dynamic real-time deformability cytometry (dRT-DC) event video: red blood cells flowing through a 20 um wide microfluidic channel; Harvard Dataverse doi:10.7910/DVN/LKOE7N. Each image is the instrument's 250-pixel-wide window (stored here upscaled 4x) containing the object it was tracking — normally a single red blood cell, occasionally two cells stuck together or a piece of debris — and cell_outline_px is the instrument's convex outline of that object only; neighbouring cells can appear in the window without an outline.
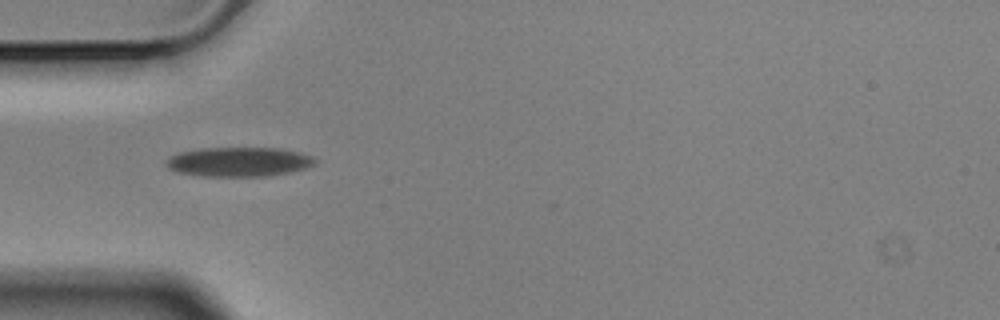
{"species": "Egyptian fruit bat (a non-hibernating species)", "species_latin": "Rousettus aegyptiacus", "temperature_condition": "cold", "stored_images_in_passage": 10, "camera_frame_rate_fps": 3000, "um_per_image_px": 0.085, "animal": {"sex": "male"}, "frame": {"image": 1, "passage_image": 1, "time_ms": 0.0, "image_size_px": [1000, 320], "cell_outline_px": [[316, 164], [292, 172], [268, 176], [200, 176], [180, 172], [168, 168], [164, 164], [164, 160], [180, 152], [200, 148], [280, 148], [300, 152], [312, 156], [316, 160]], "centroid_in_image_um": [20.31, 13.75], "position_along_channel_um": 64.7, "area_um2": 25.61}}
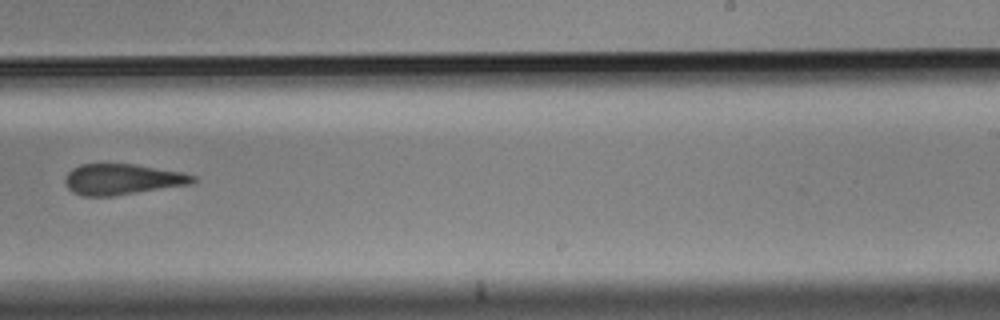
{"frame": {"image": 2, "passage_image": 6, "time_ms": 1.667, "image_size_px": [1000, 320], "cell_outline_px": [[200, 180], [192, 184], [112, 196], [84, 196], [72, 192], [64, 184], [64, 180], [68, 172], [72, 168], [80, 164], [136, 164], [184, 172], [196, 176]], "centroid_in_image_um": [10.43, 15.23], "position_along_channel_um": 278.6, "area_um2": 23.24}}
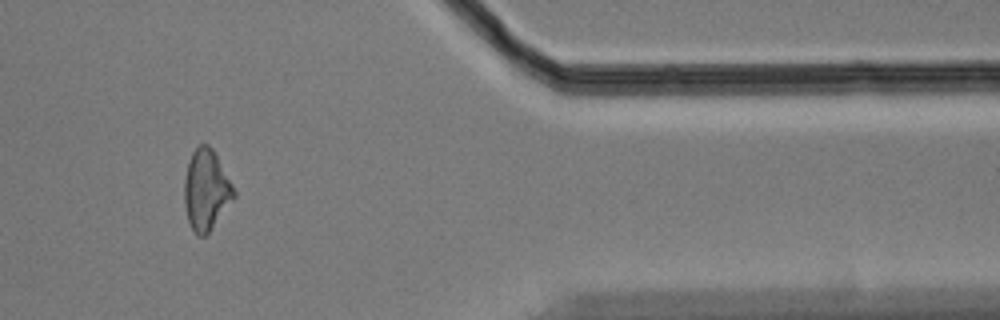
{"frame": {"image": 3, "passage_image": 9, "time_ms": 2.667, "image_size_px": [1000, 320], "cell_outline_px": [[236, 196], [208, 232], [204, 236], [196, 236], [188, 220], [184, 204], [184, 180], [188, 164], [192, 152], [200, 144], [208, 144], [212, 148], [232, 184], [236, 192]], "centroid_in_image_um": [17.51, 16.14], "position_along_channel_um": 393.9, "area_um2": 22.95}}